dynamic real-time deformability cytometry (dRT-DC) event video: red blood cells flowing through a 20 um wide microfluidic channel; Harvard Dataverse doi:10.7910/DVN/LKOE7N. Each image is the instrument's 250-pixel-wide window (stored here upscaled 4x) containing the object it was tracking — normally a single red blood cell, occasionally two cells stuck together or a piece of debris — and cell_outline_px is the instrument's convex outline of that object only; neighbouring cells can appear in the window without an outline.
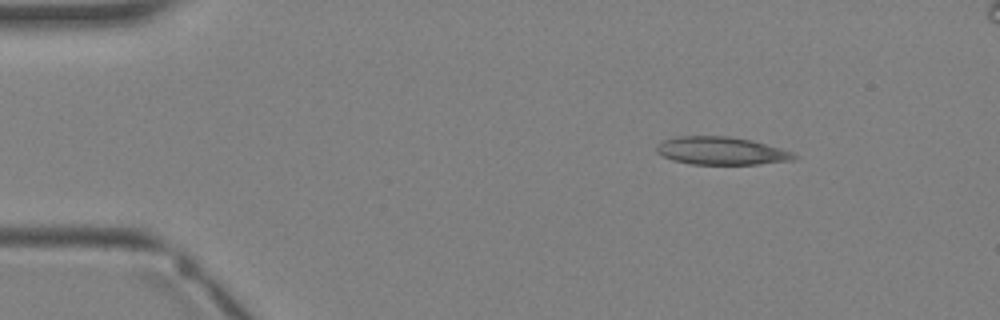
{"species": "Egyptian fruit bat (a non-hibernating species)", "species_latin": "Rousettus aegyptiacus", "temperature_condition": "warm", "stored_images_in_passage": 3, "camera_frame_rate_fps": 3000, "um_per_image_px": 0.085, "animal": {"sex": "female"}, "frame": {"image": 1, "passage_image": 1, "time_ms": 0.0, "image_size_px": [1000, 320], "cell_outline_px": [[796, 160], [756, 164], [692, 164], [672, 160], [656, 152], [656, 144], [664, 140], [676, 136], [728, 136], [752, 140], [780, 148], [792, 152], [796, 156]], "centroid_in_image_um": [61.29, 12.82], "position_along_channel_um": 23.7, "area_um2": 22.31}}